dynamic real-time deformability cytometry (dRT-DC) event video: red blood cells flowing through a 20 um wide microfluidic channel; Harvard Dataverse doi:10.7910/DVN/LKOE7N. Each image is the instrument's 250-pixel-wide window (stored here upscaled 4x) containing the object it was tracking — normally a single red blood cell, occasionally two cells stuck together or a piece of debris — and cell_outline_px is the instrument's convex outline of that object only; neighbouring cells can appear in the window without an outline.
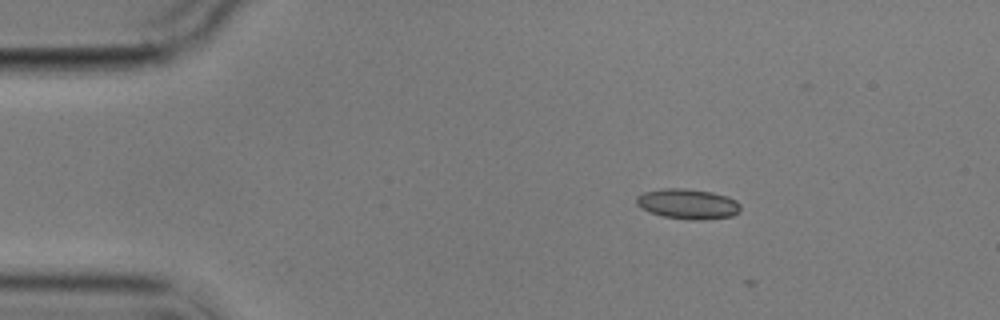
{"species": "common noctule bat (a hibernating species)", "species_latin": "Nyctalus noctula", "temperature_condition": "cold", "stored_images_in_passage": 4, "camera_frame_rate_fps": 3000, "um_per_image_px": 0.085, "animal": {"sex": "male", "body_mass_g": 17.9}, "frame": {"image": 1, "passage_image": 1, "time_ms": 0.0, "image_size_px": [1000, 320], "cell_outline_px": [[740, 212], [732, 216], [704, 220], [692, 220], [664, 216], [648, 212], [640, 208], [636, 204], [636, 196], [644, 192], [660, 188], [684, 188], [712, 192], [728, 196], [736, 200], [740, 204]], "centroid_in_image_um": [58.46, 17.33], "position_along_channel_um": 26.5, "area_um2": 18.55}}